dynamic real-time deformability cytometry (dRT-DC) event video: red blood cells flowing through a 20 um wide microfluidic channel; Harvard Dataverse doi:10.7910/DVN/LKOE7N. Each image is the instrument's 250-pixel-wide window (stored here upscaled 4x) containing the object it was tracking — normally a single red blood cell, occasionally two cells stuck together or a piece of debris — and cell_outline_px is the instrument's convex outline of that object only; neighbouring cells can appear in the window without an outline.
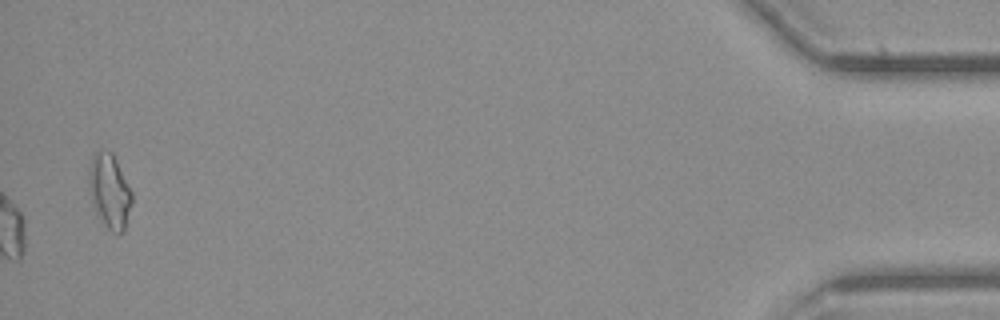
{"species": "common noctule bat (a hibernating species)", "species_latin": "Nyctalus noctula", "temperature_condition": "cold", "stored_images_in_passage": 47, "camera_frame_rate_fps": 3000, "um_per_image_px": 0.085, "animal": {"sex": "female", "body_mass_g": 21.9}, "frame": {"image": 1, "passage_image": 47, "time_ms": 15.333, "image_size_px": [1000, 320], "cell_outline_px": [[132, 204], [124, 232], [120, 236], [112, 232], [104, 224], [96, 212], [88, 192], [88, 172], [92, 156], [100, 148], [112, 152], [132, 192]], "centroid_in_image_um": [9.3, 16.26], "position_along_channel_um": 425.9, "area_um2": 18.96}}